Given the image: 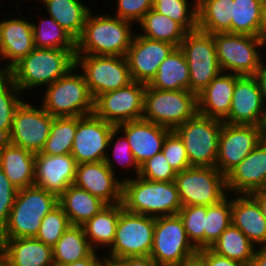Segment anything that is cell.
<instances>
[{
	"label": "cell",
	"instance_id": "1",
	"mask_svg": "<svg viewBox=\"0 0 266 266\" xmlns=\"http://www.w3.org/2000/svg\"><path fill=\"white\" fill-rule=\"evenodd\" d=\"M133 23L110 14L89 12L81 36L76 40V55L126 56L134 34Z\"/></svg>",
	"mask_w": 266,
	"mask_h": 266
},
{
	"label": "cell",
	"instance_id": "2",
	"mask_svg": "<svg viewBox=\"0 0 266 266\" xmlns=\"http://www.w3.org/2000/svg\"><path fill=\"white\" fill-rule=\"evenodd\" d=\"M76 66V51L34 48L7 75L19 90L46 87L66 75Z\"/></svg>",
	"mask_w": 266,
	"mask_h": 266
},
{
	"label": "cell",
	"instance_id": "3",
	"mask_svg": "<svg viewBox=\"0 0 266 266\" xmlns=\"http://www.w3.org/2000/svg\"><path fill=\"white\" fill-rule=\"evenodd\" d=\"M123 207L152 217L178 215L182 204L175 182H157L140 176L123 180Z\"/></svg>",
	"mask_w": 266,
	"mask_h": 266
},
{
	"label": "cell",
	"instance_id": "4",
	"mask_svg": "<svg viewBox=\"0 0 266 266\" xmlns=\"http://www.w3.org/2000/svg\"><path fill=\"white\" fill-rule=\"evenodd\" d=\"M58 205V197L37 186L17 191L8 221L0 239L34 238L42 219Z\"/></svg>",
	"mask_w": 266,
	"mask_h": 266
},
{
	"label": "cell",
	"instance_id": "5",
	"mask_svg": "<svg viewBox=\"0 0 266 266\" xmlns=\"http://www.w3.org/2000/svg\"><path fill=\"white\" fill-rule=\"evenodd\" d=\"M75 66L44 91L42 108L54 117H83L94 114V99L83 73ZM74 71V72H73ZM76 71V72H75Z\"/></svg>",
	"mask_w": 266,
	"mask_h": 266
},
{
	"label": "cell",
	"instance_id": "6",
	"mask_svg": "<svg viewBox=\"0 0 266 266\" xmlns=\"http://www.w3.org/2000/svg\"><path fill=\"white\" fill-rule=\"evenodd\" d=\"M197 113L198 102L194 92L163 91L146 84L143 119L174 130Z\"/></svg>",
	"mask_w": 266,
	"mask_h": 266
},
{
	"label": "cell",
	"instance_id": "7",
	"mask_svg": "<svg viewBox=\"0 0 266 266\" xmlns=\"http://www.w3.org/2000/svg\"><path fill=\"white\" fill-rule=\"evenodd\" d=\"M212 35L222 72L229 71L240 76L257 73L263 61L259 47L263 48L266 44L260 37L228 32Z\"/></svg>",
	"mask_w": 266,
	"mask_h": 266
},
{
	"label": "cell",
	"instance_id": "8",
	"mask_svg": "<svg viewBox=\"0 0 266 266\" xmlns=\"http://www.w3.org/2000/svg\"><path fill=\"white\" fill-rule=\"evenodd\" d=\"M222 125L197 113L173 130L183 141L190 166L215 167Z\"/></svg>",
	"mask_w": 266,
	"mask_h": 266
},
{
	"label": "cell",
	"instance_id": "9",
	"mask_svg": "<svg viewBox=\"0 0 266 266\" xmlns=\"http://www.w3.org/2000/svg\"><path fill=\"white\" fill-rule=\"evenodd\" d=\"M182 206H209L227 195L226 176L216 167L191 166L175 177Z\"/></svg>",
	"mask_w": 266,
	"mask_h": 266
},
{
	"label": "cell",
	"instance_id": "10",
	"mask_svg": "<svg viewBox=\"0 0 266 266\" xmlns=\"http://www.w3.org/2000/svg\"><path fill=\"white\" fill-rule=\"evenodd\" d=\"M156 217L127 211L121 203L116 233L109 255L110 260L128 256H150ZM111 252V253H110Z\"/></svg>",
	"mask_w": 266,
	"mask_h": 266
},
{
	"label": "cell",
	"instance_id": "11",
	"mask_svg": "<svg viewBox=\"0 0 266 266\" xmlns=\"http://www.w3.org/2000/svg\"><path fill=\"white\" fill-rule=\"evenodd\" d=\"M179 47L188 62L190 91L198 95L222 72L214 37L196 29L186 33Z\"/></svg>",
	"mask_w": 266,
	"mask_h": 266
},
{
	"label": "cell",
	"instance_id": "12",
	"mask_svg": "<svg viewBox=\"0 0 266 266\" xmlns=\"http://www.w3.org/2000/svg\"><path fill=\"white\" fill-rule=\"evenodd\" d=\"M76 67L82 70L94 100L133 82L126 56L76 55Z\"/></svg>",
	"mask_w": 266,
	"mask_h": 266
},
{
	"label": "cell",
	"instance_id": "13",
	"mask_svg": "<svg viewBox=\"0 0 266 266\" xmlns=\"http://www.w3.org/2000/svg\"><path fill=\"white\" fill-rule=\"evenodd\" d=\"M197 253L179 215L156 217L150 257L159 266L183 264Z\"/></svg>",
	"mask_w": 266,
	"mask_h": 266
},
{
	"label": "cell",
	"instance_id": "14",
	"mask_svg": "<svg viewBox=\"0 0 266 266\" xmlns=\"http://www.w3.org/2000/svg\"><path fill=\"white\" fill-rule=\"evenodd\" d=\"M115 127L95 114L77 117V130L71 149V155L76 163L105 161L112 172L116 174L115 163L107 153L109 136Z\"/></svg>",
	"mask_w": 266,
	"mask_h": 266
},
{
	"label": "cell",
	"instance_id": "15",
	"mask_svg": "<svg viewBox=\"0 0 266 266\" xmlns=\"http://www.w3.org/2000/svg\"><path fill=\"white\" fill-rule=\"evenodd\" d=\"M146 84L133 81L129 85L102 93L94 100V114L117 126L143 118Z\"/></svg>",
	"mask_w": 266,
	"mask_h": 266
},
{
	"label": "cell",
	"instance_id": "16",
	"mask_svg": "<svg viewBox=\"0 0 266 266\" xmlns=\"http://www.w3.org/2000/svg\"><path fill=\"white\" fill-rule=\"evenodd\" d=\"M53 119L54 116L42 106L36 107L22 101L15 110L12 128L6 140L20 148L39 153L49 137Z\"/></svg>",
	"mask_w": 266,
	"mask_h": 266
},
{
	"label": "cell",
	"instance_id": "17",
	"mask_svg": "<svg viewBox=\"0 0 266 266\" xmlns=\"http://www.w3.org/2000/svg\"><path fill=\"white\" fill-rule=\"evenodd\" d=\"M264 137V126L223 122L215 167L226 176Z\"/></svg>",
	"mask_w": 266,
	"mask_h": 266
},
{
	"label": "cell",
	"instance_id": "18",
	"mask_svg": "<svg viewBox=\"0 0 266 266\" xmlns=\"http://www.w3.org/2000/svg\"><path fill=\"white\" fill-rule=\"evenodd\" d=\"M266 103L254 75H237L231 108L223 121L228 124L264 126Z\"/></svg>",
	"mask_w": 266,
	"mask_h": 266
},
{
	"label": "cell",
	"instance_id": "19",
	"mask_svg": "<svg viewBox=\"0 0 266 266\" xmlns=\"http://www.w3.org/2000/svg\"><path fill=\"white\" fill-rule=\"evenodd\" d=\"M174 45L134 34L126 59L133 81L148 84Z\"/></svg>",
	"mask_w": 266,
	"mask_h": 266
},
{
	"label": "cell",
	"instance_id": "20",
	"mask_svg": "<svg viewBox=\"0 0 266 266\" xmlns=\"http://www.w3.org/2000/svg\"><path fill=\"white\" fill-rule=\"evenodd\" d=\"M19 18L0 20V74H7L34 48L33 25L22 14Z\"/></svg>",
	"mask_w": 266,
	"mask_h": 266
},
{
	"label": "cell",
	"instance_id": "21",
	"mask_svg": "<svg viewBox=\"0 0 266 266\" xmlns=\"http://www.w3.org/2000/svg\"><path fill=\"white\" fill-rule=\"evenodd\" d=\"M105 161L77 164L73 184L107 205L122 203L123 180L116 179Z\"/></svg>",
	"mask_w": 266,
	"mask_h": 266
},
{
	"label": "cell",
	"instance_id": "22",
	"mask_svg": "<svg viewBox=\"0 0 266 266\" xmlns=\"http://www.w3.org/2000/svg\"><path fill=\"white\" fill-rule=\"evenodd\" d=\"M226 187L235 194L266 190V137L226 175Z\"/></svg>",
	"mask_w": 266,
	"mask_h": 266
},
{
	"label": "cell",
	"instance_id": "23",
	"mask_svg": "<svg viewBox=\"0 0 266 266\" xmlns=\"http://www.w3.org/2000/svg\"><path fill=\"white\" fill-rule=\"evenodd\" d=\"M77 163L69 154L35 153L34 186L59 197L75 179Z\"/></svg>",
	"mask_w": 266,
	"mask_h": 266
},
{
	"label": "cell",
	"instance_id": "24",
	"mask_svg": "<svg viewBox=\"0 0 266 266\" xmlns=\"http://www.w3.org/2000/svg\"><path fill=\"white\" fill-rule=\"evenodd\" d=\"M116 127L127 138L139 166L149 158L162 152L164 140L172 131L143 118L124 122Z\"/></svg>",
	"mask_w": 266,
	"mask_h": 266
},
{
	"label": "cell",
	"instance_id": "25",
	"mask_svg": "<svg viewBox=\"0 0 266 266\" xmlns=\"http://www.w3.org/2000/svg\"><path fill=\"white\" fill-rule=\"evenodd\" d=\"M236 74L221 72L197 95L198 114L224 121L229 114Z\"/></svg>",
	"mask_w": 266,
	"mask_h": 266
},
{
	"label": "cell",
	"instance_id": "26",
	"mask_svg": "<svg viewBox=\"0 0 266 266\" xmlns=\"http://www.w3.org/2000/svg\"><path fill=\"white\" fill-rule=\"evenodd\" d=\"M235 197L231 199L232 224L239 228L255 247L265 246L266 219L258 202L250 194H235Z\"/></svg>",
	"mask_w": 266,
	"mask_h": 266
},
{
	"label": "cell",
	"instance_id": "27",
	"mask_svg": "<svg viewBox=\"0 0 266 266\" xmlns=\"http://www.w3.org/2000/svg\"><path fill=\"white\" fill-rule=\"evenodd\" d=\"M35 153L0 140V168L16 189L34 185Z\"/></svg>",
	"mask_w": 266,
	"mask_h": 266
},
{
	"label": "cell",
	"instance_id": "28",
	"mask_svg": "<svg viewBox=\"0 0 266 266\" xmlns=\"http://www.w3.org/2000/svg\"><path fill=\"white\" fill-rule=\"evenodd\" d=\"M9 266H54L53 247L34 238L0 239Z\"/></svg>",
	"mask_w": 266,
	"mask_h": 266
},
{
	"label": "cell",
	"instance_id": "29",
	"mask_svg": "<svg viewBox=\"0 0 266 266\" xmlns=\"http://www.w3.org/2000/svg\"><path fill=\"white\" fill-rule=\"evenodd\" d=\"M71 225L83 226L88 220L107 206L101 199L86 190L71 184L59 197Z\"/></svg>",
	"mask_w": 266,
	"mask_h": 266
},
{
	"label": "cell",
	"instance_id": "30",
	"mask_svg": "<svg viewBox=\"0 0 266 266\" xmlns=\"http://www.w3.org/2000/svg\"><path fill=\"white\" fill-rule=\"evenodd\" d=\"M147 85L163 91H190L188 62L180 47H175L161 62L157 73Z\"/></svg>",
	"mask_w": 266,
	"mask_h": 266
},
{
	"label": "cell",
	"instance_id": "31",
	"mask_svg": "<svg viewBox=\"0 0 266 266\" xmlns=\"http://www.w3.org/2000/svg\"><path fill=\"white\" fill-rule=\"evenodd\" d=\"M49 14L75 40L83 31L86 18L92 10L81 0H42ZM83 3V4H82Z\"/></svg>",
	"mask_w": 266,
	"mask_h": 266
},
{
	"label": "cell",
	"instance_id": "32",
	"mask_svg": "<svg viewBox=\"0 0 266 266\" xmlns=\"http://www.w3.org/2000/svg\"><path fill=\"white\" fill-rule=\"evenodd\" d=\"M234 0H197V29L210 33H231Z\"/></svg>",
	"mask_w": 266,
	"mask_h": 266
},
{
	"label": "cell",
	"instance_id": "33",
	"mask_svg": "<svg viewBox=\"0 0 266 266\" xmlns=\"http://www.w3.org/2000/svg\"><path fill=\"white\" fill-rule=\"evenodd\" d=\"M121 213V203L107 205L84 225L85 235L91 247H110L114 241L118 218Z\"/></svg>",
	"mask_w": 266,
	"mask_h": 266
},
{
	"label": "cell",
	"instance_id": "34",
	"mask_svg": "<svg viewBox=\"0 0 266 266\" xmlns=\"http://www.w3.org/2000/svg\"><path fill=\"white\" fill-rule=\"evenodd\" d=\"M94 251L83 226L71 225L53 247L54 266L73 263L89 257Z\"/></svg>",
	"mask_w": 266,
	"mask_h": 266
},
{
	"label": "cell",
	"instance_id": "35",
	"mask_svg": "<svg viewBox=\"0 0 266 266\" xmlns=\"http://www.w3.org/2000/svg\"><path fill=\"white\" fill-rule=\"evenodd\" d=\"M140 25V26H139ZM141 27L143 37L164 41L179 47L187 31L176 21L166 15L160 14L154 9H150L138 23Z\"/></svg>",
	"mask_w": 266,
	"mask_h": 266
},
{
	"label": "cell",
	"instance_id": "36",
	"mask_svg": "<svg viewBox=\"0 0 266 266\" xmlns=\"http://www.w3.org/2000/svg\"><path fill=\"white\" fill-rule=\"evenodd\" d=\"M210 249L218 255L250 266L256 247L239 228L231 224Z\"/></svg>",
	"mask_w": 266,
	"mask_h": 266
},
{
	"label": "cell",
	"instance_id": "37",
	"mask_svg": "<svg viewBox=\"0 0 266 266\" xmlns=\"http://www.w3.org/2000/svg\"><path fill=\"white\" fill-rule=\"evenodd\" d=\"M32 25L35 48L76 51V40L52 17Z\"/></svg>",
	"mask_w": 266,
	"mask_h": 266
},
{
	"label": "cell",
	"instance_id": "38",
	"mask_svg": "<svg viewBox=\"0 0 266 266\" xmlns=\"http://www.w3.org/2000/svg\"><path fill=\"white\" fill-rule=\"evenodd\" d=\"M76 130L77 117H54L49 137L39 153L46 155L71 153Z\"/></svg>",
	"mask_w": 266,
	"mask_h": 266
},
{
	"label": "cell",
	"instance_id": "39",
	"mask_svg": "<svg viewBox=\"0 0 266 266\" xmlns=\"http://www.w3.org/2000/svg\"><path fill=\"white\" fill-rule=\"evenodd\" d=\"M263 0H234L231 33L259 37Z\"/></svg>",
	"mask_w": 266,
	"mask_h": 266
},
{
	"label": "cell",
	"instance_id": "40",
	"mask_svg": "<svg viewBox=\"0 0 266 266\" xmlns=\"http://www.w3.org/2000/svg\"><path fill=\"white\" fill-rule=\"evenodd\" d=\"M22 94L7 74H0V140H6L10 134L16 108L23 101Z\"/></svg>",
	"mask_w": 266,
	"mask_h": 266
},
{
	"label": "cell",
	"instance_id": "41",
	"mask_svg": "<svg viewBox=\"0 0 266 266\" xmlns=\"http://www.w3.org/2000/svg\"><path fill=\"white\" fill-rule=\"evenodd\" d=\"M152 0V9L178 22L187 32L197 29V0ZM192 8H191V7Z\"/></svg>",
	"mask_w": 266,
	"mask_h": 266
},
{
	"label": "cell",
	"instance_id": "42",
	"mask_svg": "<svg viewBox=\"0 0 266 266\" xmlns=\"http://www.w3.org/2000/svg\"><path fill=\"white\" fill-rule=\"evenodd\" d=\"M231 224V199L226 196L220 202L207 206V215L205 218V248H210Z\"/></svg>",
	"mask_w": 266,
	"mask_h": 266
},
{
	"label": "cell",
	"instance_id": "43",
	"mask_svg": "<svg viewBox=\"0 0 266 266\" xmlns=\"http://www.w3.org/2000/svg\"><path fill=\"white\" fill-rule=\"evenodd\" d=\"M189 241L197 249L205 248V218L207 206H182L178 212Z\"/></svg>",
	"mask_w": 266,
	"mask_h": 266
},
{
	"label": "cell",
	"instance_id": "44",
	"mask_svg": "<svg viewBox=\"0 0 266 266\" xmlns=\"http://www.w3.org/2000/svg\"><path fill=\"white\" fill-rule=\"evenodd\" d=\"M71 226L63 208L58 204L41 221L36 239L54 247L63 233Z\"/></svg>",
	"mask_w": 266,
	"mask_h": 266
},
{
	"label": "cell",
	"instance_id": "45",
	"mask_svg": "<svg viewBox=\"0 0 266 266\" xmlns=\"http://www.w3.org/2000/svg\"><path fill=\"white\" fill-rule=\"evenodd\" d=\"M177 172L169 165L163 152H160L140 165V177L157 182H173Z\"/></svg>",
	"mask_w": 266,
	"mask_h": 266
},
{
	"label": "cell",
	"instance_id": "46",
	"mask_svg": "<svg viewBox=\"0 0 266 266\" xmlns=\"http://www.w3.org/2000/svg\"><path fill=\"white\" fill-rule=\"evenodd\" d=\"M162 152L177 173L191 167L183 141L173 130L165 138Z\"/></svg>",
	"mask_w": 266,
	"mask_h": 266
},
{
	"label": "cell",
	"instance_id": "47",
	"mask_svg": "<svg viewBox=\"0 0 266 266\" xmlns=\"http://www.w3.org/2000/svg\"><path fill=\"white\" fill-rule=\"evenodd\" d=\"M118 133L120 134V131L117 127H115L109 136L108 149L110 148V146H112V148L114 146L112 154L113 158L118 161L117 163L126 168L132 167L133 172L135 171L136 175L138 176L140 166L137 164L134 158L130 144L128 143V140L124 134H122L121 136L119 135L116 140L115 136H118ZM114 138L115 142H113Z\"/></svg>",
	"mask_w": 266,
	"mask_h": 266
},
{
	"label": "cell",
	"instance_id": "48",
	"mask_svg": "<svg viewBox=\"0 0 266 266\" xmlns=\"http://www.w3.org/2000/svg\"><path fill=\"white\" fill-rule=\"evenodd\" d=\"M117 11L114 16L130 22L139 23L152 9V0H116Z\"/></svg>",
	"mask_w": 266,
	"mask_h": 266
},
{
	"label": "cell",
	"instance_id": "49",
	"mask_svg": "<svg viewBox=\"0 0 266 266\" xmlns=\"http://www.w3.org/2000/svg\"><path fill=\"white\" fill-rule=\"evenodd\" d=\"M17 191L0 168V231L8 221Z\"/></svg>",
	"mask_w": 266,
	"mask_h": 266
},
{
	"label": "cell",
	"instance_id": "50",
	"mask_svg": "<svg viewBox=\"0 0 266 266\" xmlns=\"http://www.w3.org/2000/svg\"><path fill=\"white\" fill-rule=\"evenodd\" d=\"M197 255L207 266H245L239 261L216 254L210 248L199 249Z\"/></svg>",
	"mask_w": 266,
	"mask_h": 266
},
{
	"label": "cell",
	"instance_id": "51",
	"mask_svg": "<svg viewBox=\"0 0 266 266\" xmlns=\"http://www.w3.org/2000/svg\"><path fill=\"white\" fill-rule=\"evenodd\" d=\"M115 261L120 266H159L150 256H128Z\"/></svg>",
	"mask_w": 266,
	"mask_h": 266
},
{
	"label": "cell",
	"instance_id": "52",
	"mask_svg": "<svg viewBox=\"0 0 266 266\" xmlns=\"http://www.w3.org/2000/svg\"><path fill=\"white\" fill-rule=\"evenodd\" d=\"M98 257L97 251H94L89 257L66 264L64 266H100L104 258L103 255L102 258Z\"/></svg>",
	"mask_w": 266,
	"mask_h": 266
},
{
	"label": "cell",
	"instance_id": "53",
	"mask_svg": "<svg viewBox=\"0 0 266 266\" xmlns=\"http://www.w3.org/2000/svg\"><path fill=\"white\" fill-rule=\"evenodd\" d=\"M265 64L266 63L263 60L259 70L254 75L258 81L264 103L266 102V65Z\"/></svg>",
	"mask_w": 266,
	"mask_h": 266
},
{
	"label": "cell",
	"instance_id": "54",
	"mask_svg": "<svg viewBox=\"0 0 266 266\" xmlns=\"http://www.w3.org/2000/svg\"><path fill=\"white\" fill-rule=\"evenodd\" d=\"M250 266H266V245L256 247Z\"/></svg>",
	"mask_w": 266,
	"mask_h": 266
},
{
	"label": "cell",
	"instance_id": "55",
	"mask_svg": "<svg viewBox=\"0 0 266 266\" xmlns=\"http://www.w3.org/2000/svg\"><path fill=\"white\" fill-rule=\"evenodd\" d=\"M259 37L266 43V0L261 7V21L259 26Z\"/></svg>",
	"mask_w": 266,
	"mask_h": 266
},
{
	"label": "cell",
	"instance_id": "56",
	"mask_svg": "<svg viewBox=\"0 0 266 266\" xmlns=\"http://www.w3.org/2000/svg\"><path fill=\"white\" fill-rule=\"evenodd\" d=\"M259 204L263 217L266 219V190L250 194Z\"/></svg>",
	"mask_w": 266,
	"mask_h": 266
},
{
	"label": "cell",
	"instance_id": "57",
	"mask_svg": "<svg viewBox=\"0 0 266 266\" xmlns=\"http://www.w3.org/2000/svg\"><path fill=\"white\" fill-rule=\"evenodd\" d=\"M186 266H207V265L198 255H195L186 261Z\"/></svg>",
	"mask_w": 266,
	"mask_h": 266
},
{
	"label": "cell",
	"instance_id": "58",
	"mask_svg": "<svg viewBox=\"0 0 266 266\" xmlns=\"http://www.w3.org/2000/svg\"><path fill=\"white\" fill-rule=\"evenodd\" d=\"M0 266H9L7 253L1 245H0Z\"/></svg>",
	"mask_w": 266,
	"mask_h": 266
},
{
	"label": "cell",
	"instance_id": "59",
	"mask_svg": "<svg viewBox=\"0 0 266 266\" xmlns=\"http://www.w3.org/2000/svg\"><path fill=\"white\" fill-rule=\"evenodd\" d=\"M100 266H120L115 260H110L104 257Z\"/></svg>",
	"mask_w": 266,
	"mask_h": 266
},
{
	"label": "cell",
	"instance_id": "60",
	"mask_svg": "<svg viewBox=\"0 0 266 266\" xmlns=\"http://www.w3.org/2000/svg\"><path fill=\"white\" fill-rule=\"evenodd\" d=\"M162 266H186V262L183 264H172V265H162Z\"/></svg>",
	"mask_w": 266,
	"mask_h": 266
},
{
	"label": "cell",
	"instance_id": "61",
	"mask_svg": "<svg viewBox=\"0 0 266 266\" xmlns=\"http://www.w3.org/2000/svg\"><path fill=\"white\" fill-rule=\"evenodd\" d=\"M264 127H265V137H266V118H265V121H264Z\"/></svg>",
	"mask_w": 266,
	"mask_h": 266
}]
</instances>
